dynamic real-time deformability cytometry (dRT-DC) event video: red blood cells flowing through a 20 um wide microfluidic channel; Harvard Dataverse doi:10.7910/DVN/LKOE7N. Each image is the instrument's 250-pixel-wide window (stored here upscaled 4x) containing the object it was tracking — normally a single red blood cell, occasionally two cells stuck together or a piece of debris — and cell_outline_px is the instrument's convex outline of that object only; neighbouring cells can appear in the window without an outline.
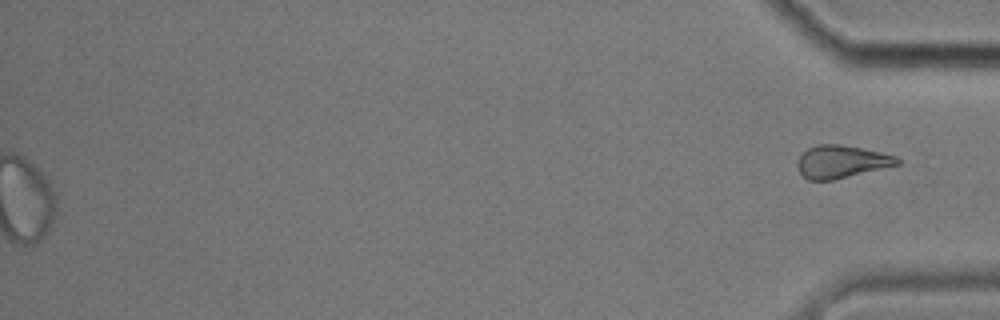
{"species": "common noctule bat (a hibernating species)", "species_latin": "Nyctalus noctula", "temperature_condition": "cold", "stored_images_in_passage": 61, "segment_of_instrument_passage": [2, 2], "camera_frame_rate_fps": 3000, "um_per_image_px": 0.085, "animal": {"sex": "male", "body_mass_g": 17.9}, "frame": {"image": 1, "passage_image": 61, "time_ms": 20.0, "image_size_px": [1000, 320], "cell_outline_px": [[900, 164], [832, 180], [808, 180], [800, 172], [796, 164], [800, 156], [808, 148], [816, 144], [840, 144], [880, 152], [896, 156], [900, 160]], "centroid_in_image_um": [71.5, 13.74], "position_along_channel_um": 363.7, "area_um2": 18.79}}